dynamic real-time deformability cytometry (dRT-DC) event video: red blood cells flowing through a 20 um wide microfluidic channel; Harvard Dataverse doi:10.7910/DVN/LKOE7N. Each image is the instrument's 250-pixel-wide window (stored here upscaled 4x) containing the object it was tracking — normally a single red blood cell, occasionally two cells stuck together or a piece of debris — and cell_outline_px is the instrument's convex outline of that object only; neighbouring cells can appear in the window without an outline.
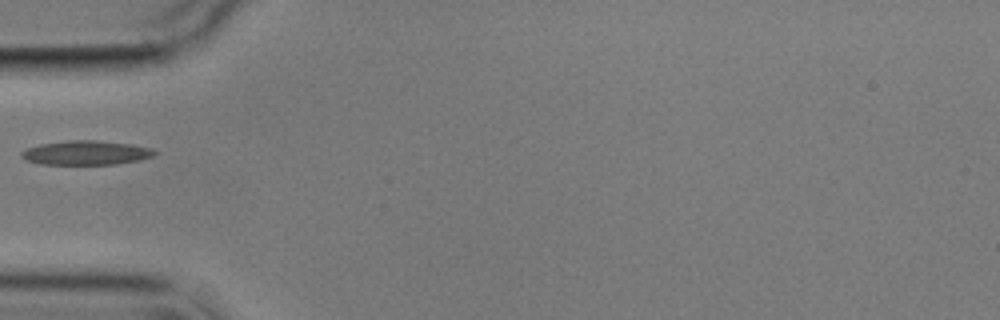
{"species": "common noctule bat (a hibernating species)", "species_latin": "Nyctalus noctula", "temperature_condition": "cold", "stored_images_in_passage": 1, "camera_frame_rate_fps": 3000, "um_per_image_px": 0.085, "animal": {"sex": "male", "body_mass_g": 17.9}, "frame": {"image": 1, "passage_image": 1, "time_ms": 0.0, "image_size_px": [1000, 320], "cell_outline_px": [[160, 152], [152, 156], [140, 160], [116, 164], [40, 164], [24, 160], [20, 156], [20, 152], [28, 148], [40, 144], [68, 140], [96, 140], [132, 144], [152, 148]], "centroid_in_image_um": [7.33, 12.98], "position_along_channel_um": 77.7, "area_um2": 18.96}}